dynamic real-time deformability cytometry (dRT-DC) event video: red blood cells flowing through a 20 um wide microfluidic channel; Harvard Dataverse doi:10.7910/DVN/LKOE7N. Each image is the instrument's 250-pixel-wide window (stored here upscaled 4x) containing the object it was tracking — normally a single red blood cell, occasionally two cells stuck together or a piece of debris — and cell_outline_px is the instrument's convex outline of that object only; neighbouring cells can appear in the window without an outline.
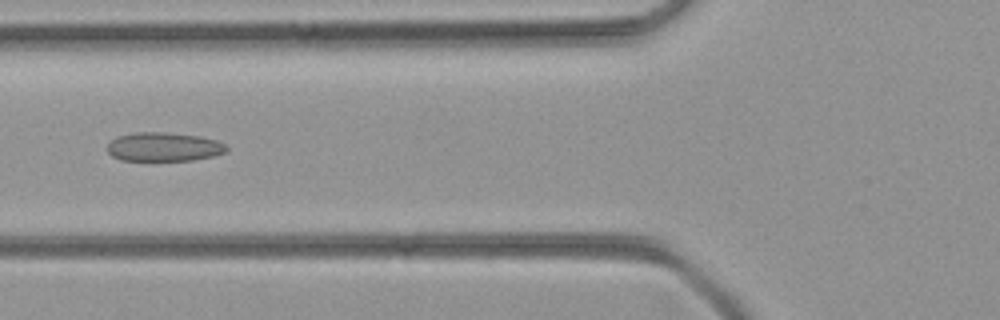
{"species": "common noctule bat (a hibernating species)", "species_latin": "Nyctalus noctula", "temperature_condition": "room temperature", "stored_images_in_passage": 49, "camera_frame_rate_fps": 3000, "um_per_image_px": 0.085, "animal": {"sex": "female", "body_mass_g": 21.9}, "frame": {"image": 1, "passage_image": 19, "time_ms": 6.0, "image_size_px": [1000, 320], "cell_outline_px": [[228, 148], [224, 152], [212, 156], [192, 160], [120, 160], [112, 156], [108, 152], [108, 144], [116, 136], [136, 132], [164, 132], [200, 136], [216, 140], [224, 144]], "centroid_in_image_um": [13.89, 12.47], "position_along_channel_um": 111.9, "area_um2": 19.94}}
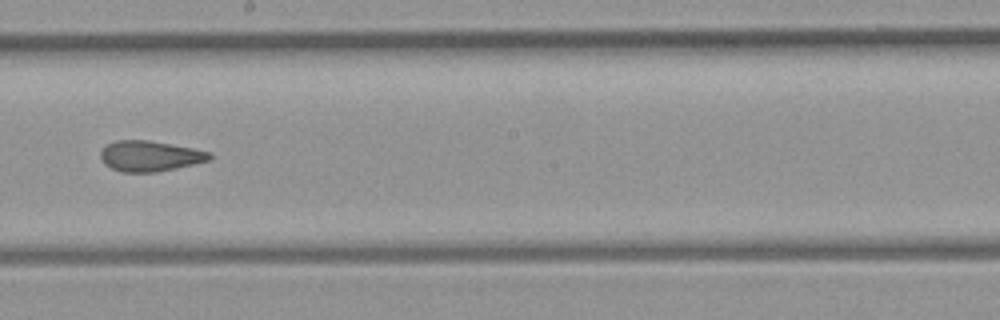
{"frame": {"image": 2, "passage_image": 28, "time_ms": 9.0, "image_size_px": [1000, 320], "cell_outline_px": [[212, 156], [208, 160], [176, 168], [156, 172], [120, 172], [104, 164], [100, 156], [100, 152], [108, 144], [116, 140], [148, 140], [192, 148], [212, 152]], "centroid_in_image_um": [12.72, 13.26], "position_along_channel_um": 235.5, "area_um2": 19.25}}
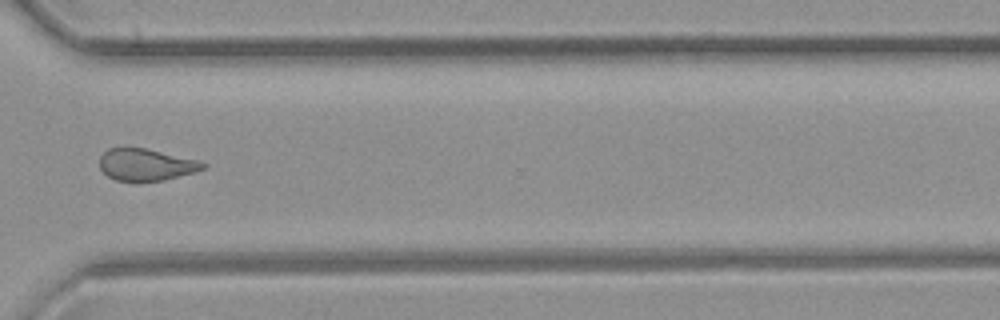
{"frame": {"image": 3, "passage_image": 37, "time_ms": 12.0, "image_size_px": [1000, 320], "cell_outline_px": [[208, 164], [204, 168], [192, 172], [164, 180], [136, 184], [116, 180], [108, 176], [100, 168], [100, 156], [108, 148], [144, 148], [200, 160]], "centroid_in_image_um": [12.39, 14.03], "position_along_channel_um": 358.2, "area_um2": 19.54}}